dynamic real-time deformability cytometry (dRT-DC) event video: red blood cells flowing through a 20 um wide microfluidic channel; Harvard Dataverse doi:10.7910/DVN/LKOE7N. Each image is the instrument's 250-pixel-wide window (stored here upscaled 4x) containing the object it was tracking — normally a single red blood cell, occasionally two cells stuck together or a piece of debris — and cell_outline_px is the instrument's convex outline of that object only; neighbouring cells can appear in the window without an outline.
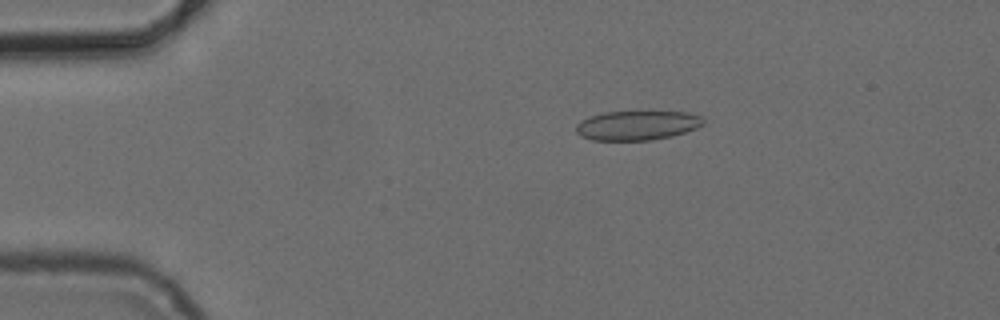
{"species": "common noctule bat (a hibernating species)", "species_latin": "Nyctalus noctula", "temperature_condition": "cold", "stored_images_in_passage": 4, "camera_frame_rate_fps": 3000, "um_per_image_px": 0.085, "animal": {"sex": "female", "body_mass_g": 24.6, "forearm_length_mm": 56.2}, "frame": {"image": 1, "passage_image": 3, "time_ms": 2.333, "image_size_px": [1000, 320], "cell_outline_px": [[704, 124], [696, 128], [672, 136], [652, 140], [592, 140], [580, 136], [576, 132], [576, 124], [592, 116], [604, 112], [684, 112], [700, 116], [704, 120]], "centroid_in_image_um": [54.16, 10.67], "position_along_channel_um": 30.8, "area_um2": 21.56}}